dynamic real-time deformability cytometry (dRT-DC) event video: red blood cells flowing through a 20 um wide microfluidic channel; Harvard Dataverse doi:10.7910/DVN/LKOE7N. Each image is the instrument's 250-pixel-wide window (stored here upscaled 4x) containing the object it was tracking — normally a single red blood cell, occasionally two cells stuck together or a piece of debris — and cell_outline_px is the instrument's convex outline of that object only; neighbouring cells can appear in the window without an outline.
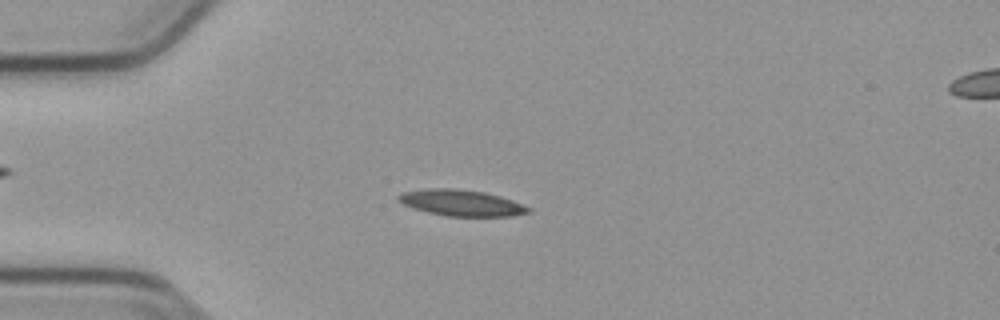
{"species": "common noctule bat (a hibernating species)", "species_latin": "Nyctalus noctula", "temperature_condition": "cold", "stored_images_in_passage": 54, "camera_frame_rate_fps": 3000, "um_per_image_px": 0.085, "animal": {"sex": "male", "body_mass_g": 23.1, "forearm_length_mm": 52.7}, "frame": {"image": 1, "passage_image": 14, "time_ms": 4.333, "image_size_px": [1000, 320], "cell_outline_px": [[532, 212], [512, 216], [444, 216], [412, 208], [404, 204], [396, 196], [400, 192], [428, 188], [456, 188], [484, 192], [500, 196], [512, 200], [532, 208]], "centroid_in_image_um": [39.22, 17.24], "position_along_channel_um": 45.8, "area_um2": 19.94}}
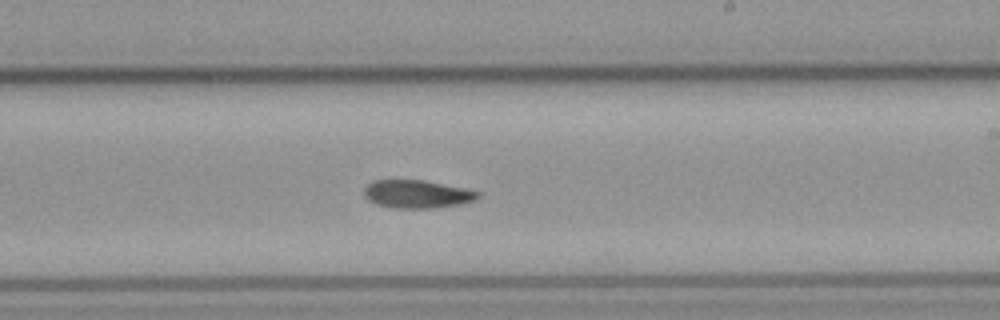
{"frame": {"image": 2, "passage_image": 32, "time_ms": 10.333, "image_size_px": [1000, 320], "cell_outline_px": [[480, 196], [476, 200], [460, 204], [432, 208], [396, 208], [376, 204], [368, 200], [364, 196], [364, 188], [372, 180], [424, 180], [464, 188], [480, 192]], "centroid_in_image_um": [35.44, 16.49], "position_along_channel_um": 253.6, "area_um2": 18.61}}
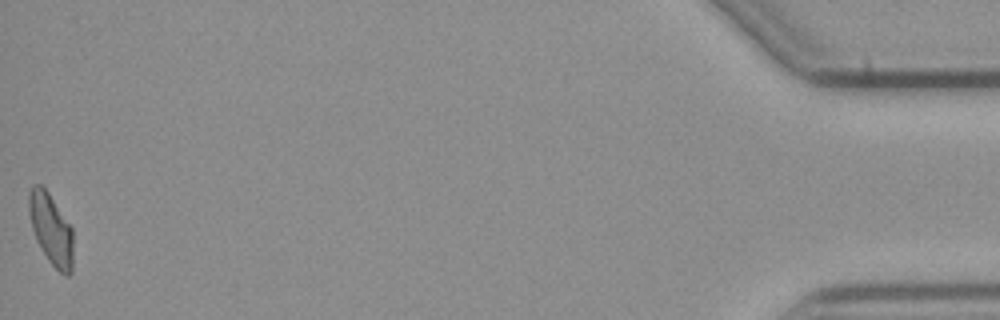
{"frame": {"image": 3, "passage_image": 54, "time_ms": 17.667, "image_size_px": [1000, 320], "cell_outline_px": [[72, 272], [68, 276], [60, 272], [48, 260], [36, 240], [32, 228], [28, 212], [28, 192], [32, 184], [40, 184], [48, 192], [72, 228]], "centroid_in_image_um": [4.31, 19.46], "position_along_channel_um": 430.9, "area_um2": 18.26}, "authors_computed_cell_mechanics": {"area_um2": 18.6983, "velocity_mm_per_s": 3.7873, "shape_relaxation_time_tau1_ms": 8.623, "shape_relaxation_time_tau2_ms": null, "deformation_change_tau1": 0.1851, "deformation_change_tau2": null}}